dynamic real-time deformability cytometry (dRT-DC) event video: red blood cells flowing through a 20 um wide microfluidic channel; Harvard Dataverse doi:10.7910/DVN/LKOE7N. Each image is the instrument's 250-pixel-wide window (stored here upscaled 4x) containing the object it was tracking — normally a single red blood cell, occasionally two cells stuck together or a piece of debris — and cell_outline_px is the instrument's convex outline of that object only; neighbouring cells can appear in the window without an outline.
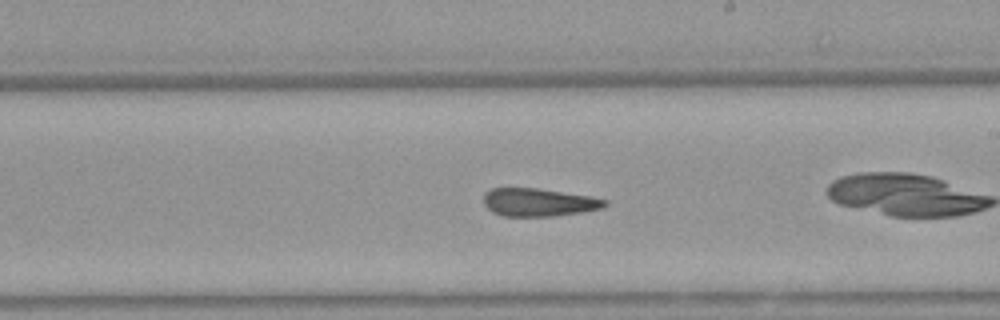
{"species": "Egyptian fruit bat (a non-hibernating species)", "species_latin": "Rousettus aegyptiacus", "temperature_condition": "warm", "stored_images_in_passage": 40, "camera_frame_rate_fps": 3000, "um_per_image_px": 0.085, "animal": {"sex": "female"}, "frame": {"image": 1, "passage_image": 29, "time_ms": 9.333, "image_size_px": [1000, 320], "cell_outline_px": [[608, 204], [604, 208], [580, 212], [552, 216], [504, 216], [492, 212], [484, 204], [484, 192], [492, 188], [540, 188], [592, 196], [608, 200]], "centroid_in_image_um": [45.81, 17.18], "position_along_channel_um": 243.2, "area_um2": 19.94}}